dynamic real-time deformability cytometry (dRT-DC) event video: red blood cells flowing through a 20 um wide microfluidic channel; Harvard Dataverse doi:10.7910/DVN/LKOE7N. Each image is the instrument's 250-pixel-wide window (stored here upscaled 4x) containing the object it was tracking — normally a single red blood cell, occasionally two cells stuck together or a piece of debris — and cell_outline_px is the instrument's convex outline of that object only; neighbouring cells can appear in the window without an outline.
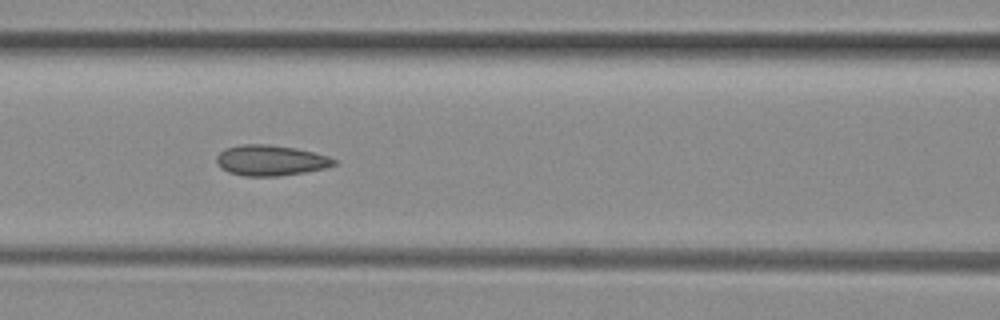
{"species": "common noctule bat (a hibernating species)", "species_latin": "Nyctalus noctula", "temperature_condition": "room temperature", "stored_images_in_passage": 22, "camera_frame_rate_fps": 3000, "um_per_image_px": 0.085, "animal": {"sex": "female", "body_mass_g": 29.2, "forearm_length_mm": 56.3}, "frame": {"image": 1, "passage_image": 10, "time_ms": 3.0, "image_size_px": [1000, 320], "cell_outline_px": [[336, 164], [328, 168], [304, 172], [276, 176], [244, 176], [228, 172], [220, 168], [216, 164], [216, 156], [224, 148], [240, 144], [268, 144], [296, 148], [328, 156], [336, 160]], "centroid_in_image_um": [22.97, 13.63], "position_along_channel_um": 143.6, "area_um2": 21.1}}
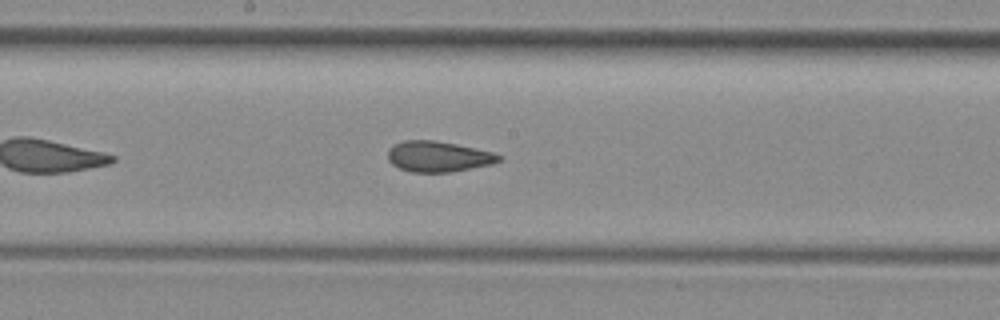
{"frame": {"image": 2, "passage_image": 15, "time_ms": 4.667, "image_size_px": [1000, 320], "cell_outline_px": [[504, 156], [500, 160], [492, 164], [448, 172], [412, 172], [400, 168], [392, 164], [388, 160], [388, 148], [392, 144], [404, 140], [436, 140], [456, 144], [492, 152]], "centroid_in_image_um": [37.22, 13.29], "position_along_channel_um": 211.0, "area_um2": 19.83}}